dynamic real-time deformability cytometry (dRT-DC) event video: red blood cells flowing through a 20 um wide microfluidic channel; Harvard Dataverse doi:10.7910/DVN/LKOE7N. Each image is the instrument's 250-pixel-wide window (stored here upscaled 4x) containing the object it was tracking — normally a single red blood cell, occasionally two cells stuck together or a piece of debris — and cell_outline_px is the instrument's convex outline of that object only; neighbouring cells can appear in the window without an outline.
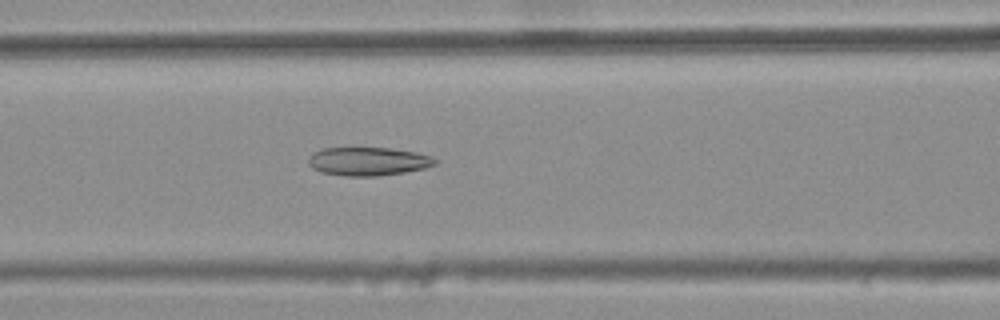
{"species": "common noctule bat (a hibernating species)", "species_latin": "Nyctalus noctula", "temperature_condition": "warm", "stored_images_in_passage": 32, "camera_frame_rate_fps": 3000, "um_per_image_px": 0.085, "animal": {"sex": "female", "body_mass_g": 25.1}, "frame": {"image": 1, "passage_image": 7, "time_ms": 2.0, "image_size_px": [1000, 320], "cell_outline_px": [[436, 164], [424, 168], [404, 172], [380, 176], [344, 176], [320, 172], [312, 168], [308, 164], [308, 156], [312, 152], [324, 148], [388, 148], [416, 152], [432, 156], [436, 160]], "centroid_in_image_um": [31.25, 13.72], "position_along_channel_um": 135.3, "area_um2": 21.1}}
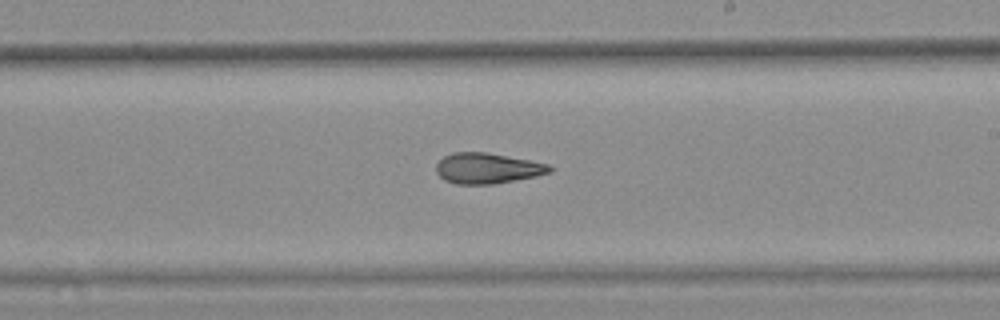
{"frame": {"image": 2, "passage_image": 16, "time_ms": 5.0, "image_size_px": [1000, 320], "cell_outline_px": [[552, 172], [536, 176], [492, 184], [456, 184], [444, 180], [436, 172], [436, 164], [444, 156], [452, 152], [488, 152], [548, 164], [552, 168]], "centroid_in_image_um": [41.4, 14.3], "position_along_channel_um": 247.6, "area_um2": 20.17}}
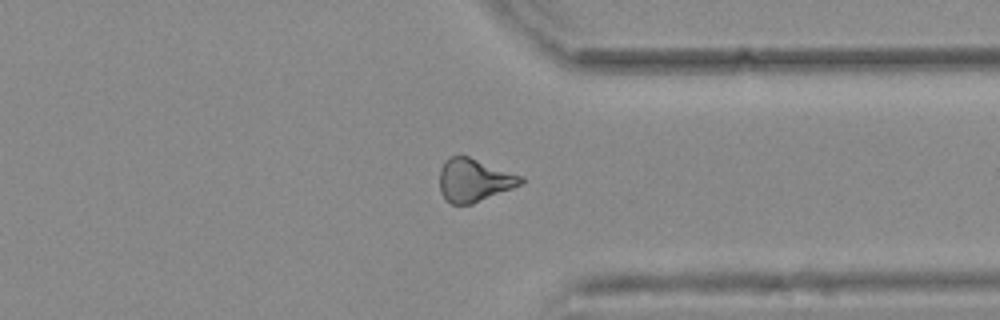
{"frame": {"image": 3, "passage_image": 26, "time_ms": 8.333, "image_size_px": [1000, 320], "cell_outline_px": [[524, 180], [520, 184], [512, 188], [472, 204], [452, 204], [440, 192], [440, 168], [452, 156], [468, 156], [524, 176]], "centroid_in_image_um": [40.32, 15.31], "position_along_channel_um": 371.1, "area_um2": 20.06}, "authors_computed_cell_mechanics": {"area_um2": 20.2011, "velocity_mm_per_s": 3.7518, "shape_relaxation_time_tau1_ms": null, "shape_relaxation_time_tau2_ms": 4.3827, "deformation_change_tau1": null, "deformation_change_tau2": 0.1509}}